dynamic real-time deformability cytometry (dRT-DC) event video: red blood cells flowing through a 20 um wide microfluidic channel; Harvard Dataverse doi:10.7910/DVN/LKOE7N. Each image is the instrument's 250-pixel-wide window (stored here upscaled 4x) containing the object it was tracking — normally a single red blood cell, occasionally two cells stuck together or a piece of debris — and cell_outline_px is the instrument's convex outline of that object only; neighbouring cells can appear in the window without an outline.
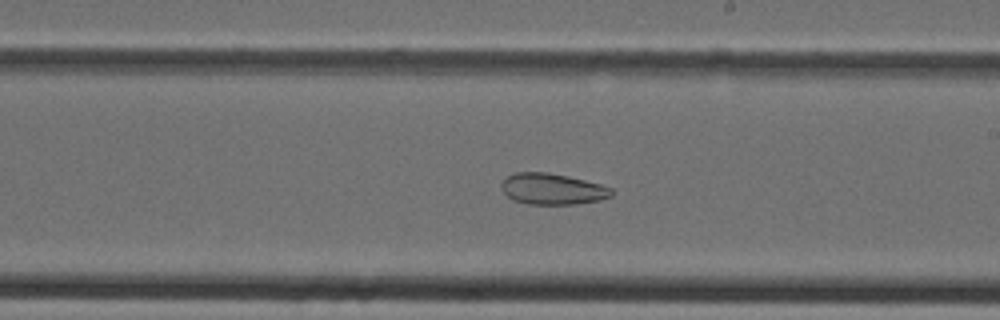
{"species": "Egyptian fruit bat (a non-hibernating species)", "species_latin": "Rousettus aegyptiacus", "temperature_condition": "cold", "stored_images_in_passage": 30, "camera_frame_rate_fps": 3000, "um_per_image_px": 0.085, "animal": {"sex": "female"}, "frame": {"image": 1, "passage_image": 13, "time_ms": 4.0, "image_size_px": [1000, 320], "cell_outline_px": [[612, 196], [600, 200], [576, 204], [528, 204], [512, 200], [500, 188], [500, 184], [508, 176], [516, 172], [548, 172], [568, 176], [600, 184], [612, 188]], "centroid_in_image_um": [46.94, 16.06], "position_along_channel_um": 242.1, "area_um2": 20.0}}
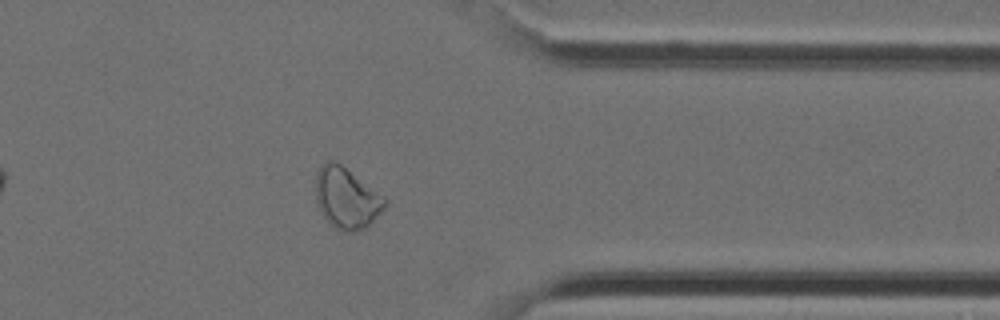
{"frame": {"image": 2, "passage_image": 22, "time_ms": 7.0, "image_size_px": [1000, 320], "cell_outline_px": [[388, 204], [364, 228], [356, 232], [348, 232], [336, 228], [320, 212], [316, 204], [316, 172], [324, 160], [332, 160], [340, 164], [384, 196], [388, 200]], "centroid_in_image_um": [29.43, 16.82], "position_along_channel_um": 382.0, "area_um2": 24.39}}